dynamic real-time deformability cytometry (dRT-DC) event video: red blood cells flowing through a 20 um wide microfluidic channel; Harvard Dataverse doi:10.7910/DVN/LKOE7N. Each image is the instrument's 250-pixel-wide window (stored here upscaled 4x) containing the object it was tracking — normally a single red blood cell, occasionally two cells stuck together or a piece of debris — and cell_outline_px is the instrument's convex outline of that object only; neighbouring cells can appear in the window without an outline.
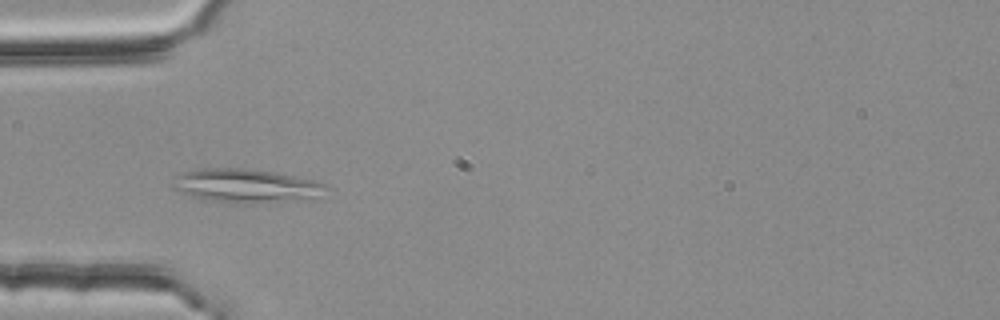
{"species": "common noctule bat (a hibernating species)", "species_latin": "Nyctalus noctula", "temperature_condition": "room temperature", "stored_images_in_passage": 5, "camera_frame_rate_fps": 3000, "um_per_image_px": 0.085, "animal": {"sex": "female", "body_mass_g": 25.1}, "frame": {"image": 1, "passage_image": 4, "time_ms": 1.0, "image_size_px": [1000, 320], "cell_outline_px": [[328, 188], [312, 196], [300, 200], [248, 204], [232, 204], [208, 200], [192, 196], [180, 192], [172, 188], [172, 184], [176, 176], [184, 172], [204, 168], [240, 168], [272, 172], [312, 180], [324, 184]], "centroid_in_image_um": [20.81, 15.81], "position_along_channel_um": 64.2, "area_um2": 29.71}}